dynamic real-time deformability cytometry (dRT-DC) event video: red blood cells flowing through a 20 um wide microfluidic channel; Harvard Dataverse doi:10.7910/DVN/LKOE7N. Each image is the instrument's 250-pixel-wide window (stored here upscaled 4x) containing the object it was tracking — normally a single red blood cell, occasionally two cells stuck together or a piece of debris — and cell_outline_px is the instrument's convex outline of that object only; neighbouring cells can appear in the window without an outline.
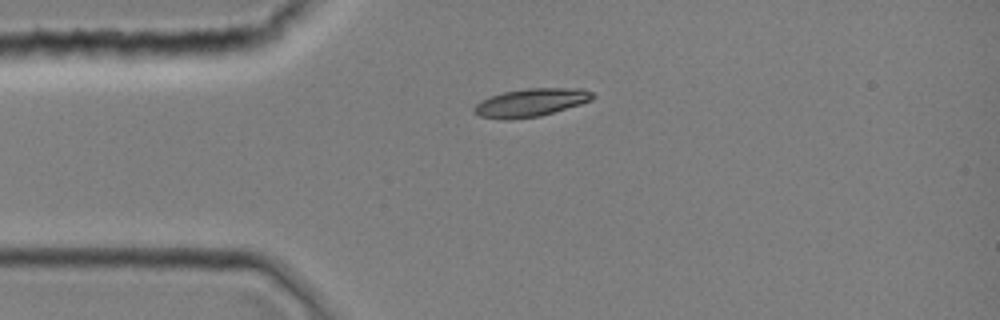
{"species": "common noctule bat (a hibernating species)", "species_latin": "Nyctalus noctula", "temperature_condition": "room temperature", "stored_images_in_passage": 1, "camera_frame_rate_fps": 3000, "um_per_image_px": 0.085, "animal": {"sex": "female", "body_mass_g": 19.0, "forearm_length_mm": 51.5}, "frame": {"image": 1, "passage_image": 1, "time_ms": 0.0, "image_size_px": [1000, 320], "cell_outline_px": [[596, 96], [592, 100], [580, 104], [540, 116], [512, 120], [504, 120], [480, 116], [472, 112], [472, 108], [476, 104], [492, 96], [504, 92], [528, 88], [580, 88], [592, 92]], "centroid_in_image_um": [45.13, 8.73], "position_along_channel_um": 39.9, "area_um2": 19.36}}